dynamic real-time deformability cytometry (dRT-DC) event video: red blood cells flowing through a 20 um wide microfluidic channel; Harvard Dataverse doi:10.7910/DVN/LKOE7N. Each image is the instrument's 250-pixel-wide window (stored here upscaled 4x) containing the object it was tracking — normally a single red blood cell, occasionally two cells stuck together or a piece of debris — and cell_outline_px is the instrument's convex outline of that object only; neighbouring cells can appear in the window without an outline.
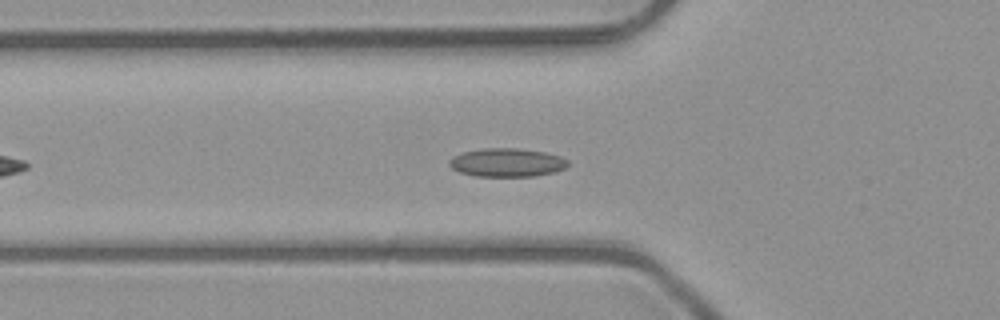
{"species": "common noctule bat (a hibernating species)", "species_latin": "Nyctalus noctula", "temperature_condition": "room temperature", "stored_images_in_passage": 41, "camera_frame_rate_fps": 3000, "um_per_image_px": 0.085, "animal": {"sex": "male", "body_mass_g": 23.1, "forearm_length_mm": 52.7}, "frame": {"image": 1, "passage_image": 8, "time_ms": 2.333, "image_size_px": [1000, 320], "cell_outline_px": [[568, 164], [564, 168], [556, 172], [536, 176], [476, 176], [460, 172], [452, 168], [448, 164], [448, 160], [452, 156], [464, 152], [484, 148], [516, 148], [544, 152], [560, 156], [568, 160]], "centroid_in_image_um": [43.08, 13.82], "position_along_channel_um": 82.7, "area_um2": 19.71}}
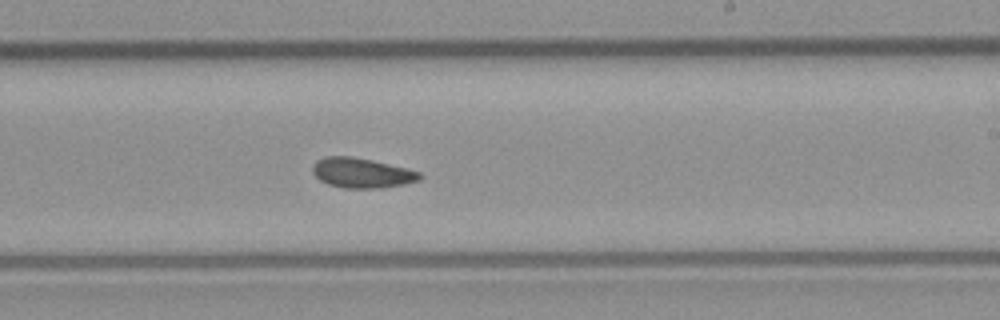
{"frame": {"image": 2, "passage_image": 21, "time_ms": 6.667, "image_size_px": [1000, 320], "cell_outline_px": [[424, 176], [420, 180], [404, 184], [380, 188], [344, 188], [328, 184], [320, 180], [312, 172], [312, 164], [316, 160], [324, 156], [352, 156], [372, 160], [408, 168], [420, 172]], "centroid_in_image_um": [30.75, 14.69], "position_along_channel_um": 258.2, "area_um2": 18.9}}
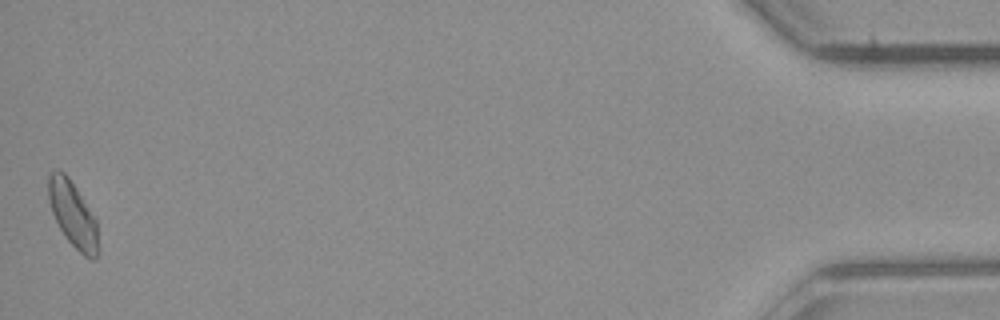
{"frame": {"image": 3, "passage_image": 41, "time_ms": 13.333, "image_size_px": [1000, 320], "cell_outline_px": [[100, 252], [96, 260], [92, 260], [84, 256], [64, 236], [52, 212], [48, 200], [48, 172], [56, 168], [60, 168], [68, 176], [76, 188], [96, 220], [100, 248]], "centroid_in_image_um": [6.2, 18.23], "position_along_channel_um": 429.0, "area_um2": 19.36}, "authors_computed_cell_mechanics": {"area_um2": 18.4382, "velocity_mm_per_s": 4.0338, "shape_relaxation_time_tau1_ms": null, "shape_relaxation_time_tau2_ms": 2.8008, "deformation_change_tau1": null, "deformation_change_tau2": 0.084}}